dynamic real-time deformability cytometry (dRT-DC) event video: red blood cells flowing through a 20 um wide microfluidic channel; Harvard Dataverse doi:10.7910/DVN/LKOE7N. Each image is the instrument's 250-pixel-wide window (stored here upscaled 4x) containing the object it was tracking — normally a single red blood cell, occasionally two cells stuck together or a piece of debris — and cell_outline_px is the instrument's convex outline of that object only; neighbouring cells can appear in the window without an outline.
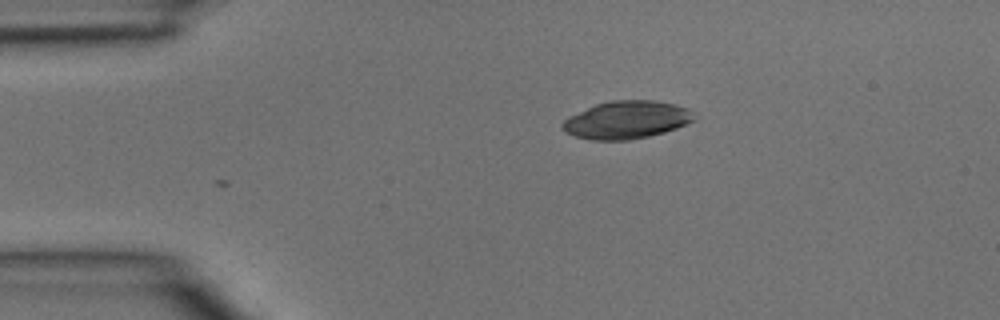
{"species": "common noctule bat (a hibernating species)", "species_latin": "Nyctalus noctula", "temperature_condition": "room temperature", "stored_images_in_passage": 2, "camera_frame_rate_fps": 3000, "um_per_image_px": 0.085, "animal": {"sex": "male", "body_mass_g": 15.6}, "frame": {"image": 1, "passage_image": 1, "time_ms": 0.0, "image_size_px": [1000, 320], "cell_outline_px": [[696, 116], [692, 120], [676, 128], [664, 132], [648, 136], [628, 140], [592, 140], [576, 136], [560, 128], [560, 124], [568, 116], [596, 104], [612, 100], [656, 100], [676, 104], [688, 108]], "centroid_in_image_um": [53.25, 10.18], "position_along_channel_um": 31.8, "area_um2": 28.9}}